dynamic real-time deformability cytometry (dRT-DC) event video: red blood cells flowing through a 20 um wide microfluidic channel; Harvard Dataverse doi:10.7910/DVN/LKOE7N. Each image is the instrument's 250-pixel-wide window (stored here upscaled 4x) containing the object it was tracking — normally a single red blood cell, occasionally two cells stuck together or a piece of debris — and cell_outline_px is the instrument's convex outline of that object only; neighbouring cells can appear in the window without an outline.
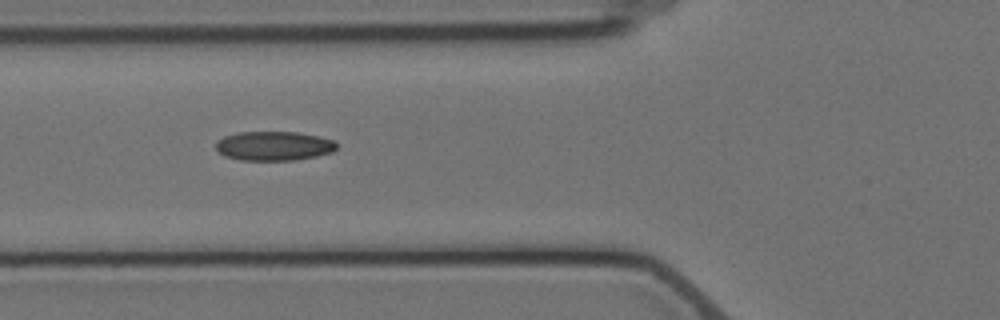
{"species": "Egyptian fruit bat (a non-hibernating species)", "species_latin": "Rousettus aegyptiacus", "temperature_condition": "cold", "stored_images_in_passage": 6, "camera_frame_rate_fps": 3000, "um_per_image_px": 0.085, "animal": {"sex": "female"}, "frame": {"image": 1, "passage_image": 5, "time_ms": 4.667, "image_size_px": [1000, 320], "cell_outline_px": [[336, 148], [332, 152], [316, 156], [296, 160], [240, 160], [224, 156], [216, 148], [216, 140], [224, 136], [236, 132], [296, 132], [316, 136], [332, 140], [336, 144]], "centroid_in_image_um": [23.23, 12.4], "position_along_channel_um": 102.6, "area_um2": 20.52}}
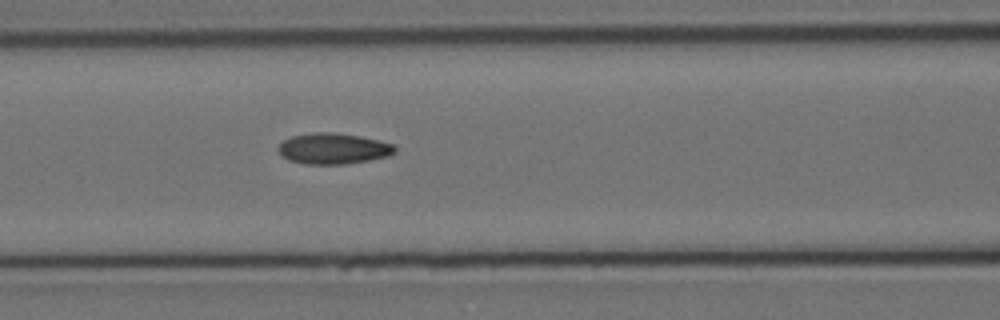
{"frame": {"image": 2, "passage_image": 6, "time_ms": 5.667, "image_size_px": [1000, 320], "cell_outline_px": [[396, 152], [388, 156], [348, 164], [304, 164], [288, 160], [276, 148], [284, 140], [292, 136], [312, 132], [332, 132], [360, 136], [380, 140], [396, 144]], "centroid_in_image_um": [28.36, 12.62], "position_along_channel_um": 138.2, "area_um2": 21.15}}